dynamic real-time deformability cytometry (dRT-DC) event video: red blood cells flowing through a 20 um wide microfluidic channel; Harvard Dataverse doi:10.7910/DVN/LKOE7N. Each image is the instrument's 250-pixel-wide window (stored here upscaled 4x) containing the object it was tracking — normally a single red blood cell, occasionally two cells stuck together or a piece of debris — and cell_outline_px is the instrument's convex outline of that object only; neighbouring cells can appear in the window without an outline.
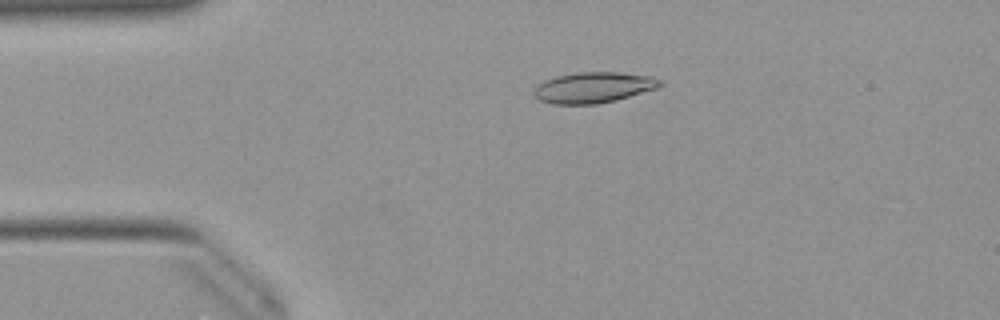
{"species": "Egyptian fruit bat (a non-hibernating species)", "species_latin": "Rousettus aegyptiacus", "temperature_condition": "warm", "stored_images_in_passage": 47, "camera_frame_rate_fps": 3000, "um_per_image_px": 0.085, "animal": {"sex": "female"}, "frame": {"image": 1, "passage_image": 10, "time_ms": 3.0, "image_size_px": [1000, 320], "cell_outline_px": [[664, 84], [656, 88], [616, 100], [596, 104], [552, 104], [540, 100], [532, 92], [544, 80], [556, 76], [576, 72], [616, 72], [652, 76], [660, 80]], "centroid_in_image_um": [50.44, 7.43], "position_along_channel_um": 34.6, "area_um2": 22.48}}
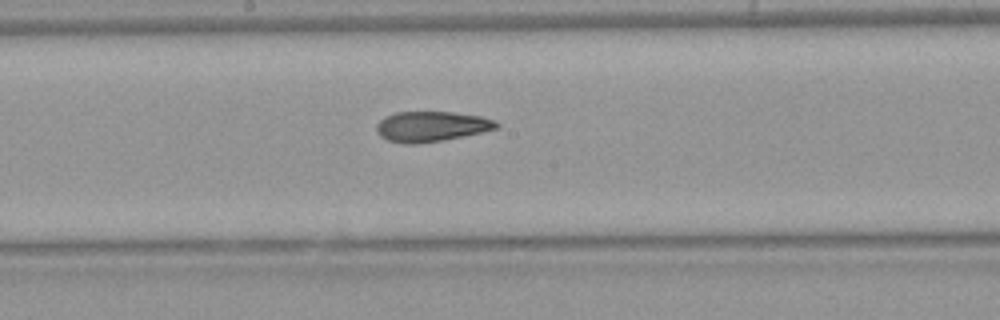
{"frame": {"image": 2, "passage_image": 26, "time_ms": 8.333, "image_size_px": [1000, 320], "cell_outline_px": [[500, 124], [496, 128], [464, 136], [444, 140], [420, 144], [404, 144], [388, 140], [380, 136], [376, 132], [376, 124], [384, 116], [396, 112], [452, 112], [480, 116], [496, 120]], "centroid_in_image_um": [36.63, 10.75], "position_along_channel_um": 211.6, "area_um2": 21.27}}
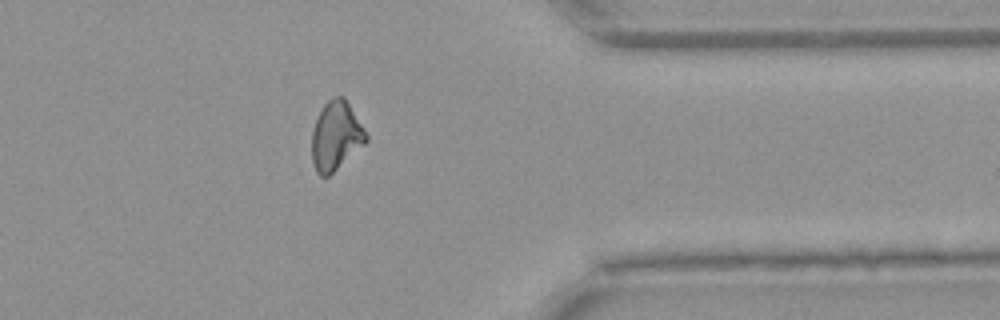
{"frame": {"image": 3, "passage_image": 40, "time_ms": 13.0, "image_size_px": [1000, 320], "cell_outline_px": [[368, 140], [364, 144], [328, 176], [320, 176], [316, 172], [312, 160], [312, 132], [316, 120], [324, 104], [332, 96], [344, 96], [364, 128], [368, 136]], "centroid_in_image_um": [28.55, 11.53], "position_along_channel_um": 382.9, "area_um2": 21.5}, "authors_computed_cell_mechanics": {"area_um2": 21.675, "velocity_mm_per_s": 3.9957, "shape_relaxation_time_tau1_ms": null, "shape_relaxation_time_tau2_ms": 2.3777, "deformation_change_tau1": null, "deformation_change_tau2": 0.0917}}